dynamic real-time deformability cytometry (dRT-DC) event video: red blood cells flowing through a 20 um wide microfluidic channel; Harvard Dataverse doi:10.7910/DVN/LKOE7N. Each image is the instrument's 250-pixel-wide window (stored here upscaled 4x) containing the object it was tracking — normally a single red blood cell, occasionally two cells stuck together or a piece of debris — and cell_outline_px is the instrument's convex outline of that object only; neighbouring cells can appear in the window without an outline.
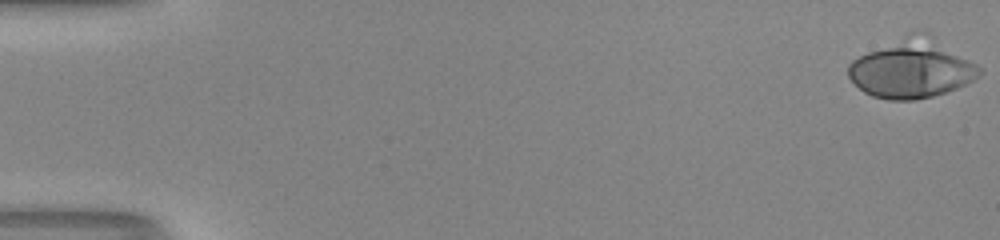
{"species": "human", "species_latin": "Homo sapiens", "temperature_condition": "room temperature", "stored_images_in_passage": 45, "camera_frame_rate_fps": 3000, "um_per_image_px": 0.085, "donor": {"sex": "male"}, "frame": {"image": 1, "passage_image": 1, "time_ms": 0.0, "image_size_px": [1000, 240], "cell_outline_px": [[984, 72], [980, 76], [956, 88], [932, 96], [916, 100], [888, 100], [872, 96], [864, 92], [848, 76], [848, 64], [852, 60], [868, 52], [900, 44], [940, 52], [956, 56], [968, 60], [984, 68]], "centroid_in_image_um": [77.38, 6.18], "position_along_channel_um": 7.6, "area_um2": 38.44}}
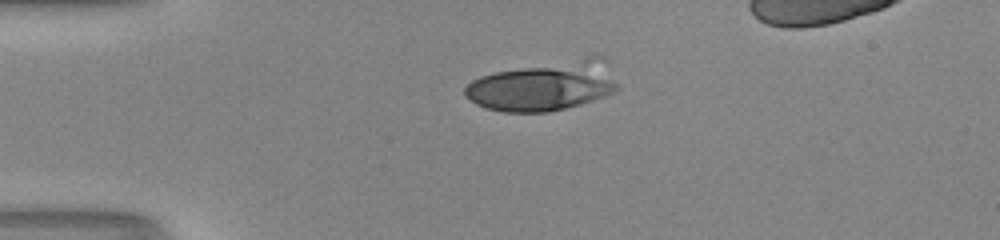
{"frame": {"image": 2, "passage_image": 14, "time_ms": 4.333, "image_size_px": [1000, 240], "cell_outline_px": [[620, 88], [604, 96], [580, 104], [548, 112], [504, 112], [488, 108], [476, 104], [464, 96], [464, 88], [472, 80], [480, 76], [496, 72], [524, 68], [580, 68], [612, 80], [620, 84]], "centroid_in_image_um": [45.71, 7.59], "position_along_channel_um": 39.3, "area_um2": 37.69}}
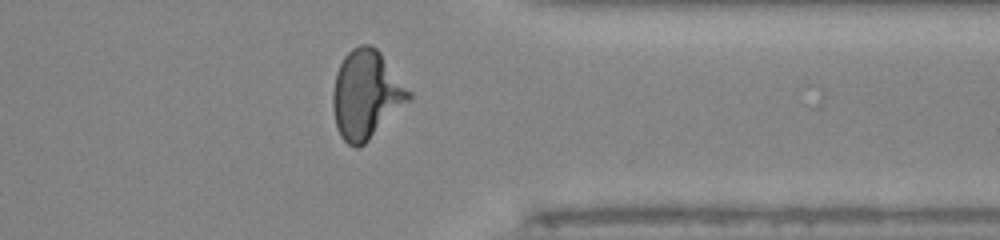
{"frame": {"image": 3, "passage_image": 42, "time_ms": 13.667, "image_size_px": [1000, 240], "cell_outline_px": [[412, 96], [360, 148], [356, 148], [348, 144], [340, 136], [336, 128], [332, 108], [332, 92], [336, 72], [344, 56], [352, 48], [360, 44], [372, 44], [380, 52], [412, 92]], "centroid_in_image_um": [31.08, 8.02], "position_along_channel_um": 380.3, "area_um2": 38.9}, "authors_computed_cell_mechanics": {"area_um2": 37.3388, "velocity_mm_per_s": 4.1353, "shape_relaxation_time_tau1_ms": 5.1175, "shape_relaxation_time_tau2_ms": null, "deformation_change_tau1": 0.2463, "deformation_change_tau2": null}}